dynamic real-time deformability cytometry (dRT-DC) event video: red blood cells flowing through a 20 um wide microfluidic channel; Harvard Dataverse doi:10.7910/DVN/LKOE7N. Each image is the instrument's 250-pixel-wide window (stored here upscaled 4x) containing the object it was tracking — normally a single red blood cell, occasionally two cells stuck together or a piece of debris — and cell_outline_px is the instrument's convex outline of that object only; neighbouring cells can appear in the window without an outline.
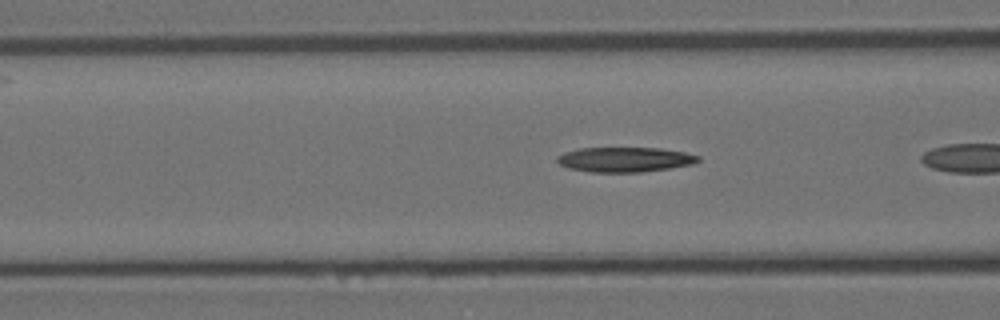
{"species": "Egyptian fruit bat (a non-hibernating species)", "species_latin": "Rousettus aegyptiacus", "temperature_condition": "room temperature", "stored_images_in_passage": 8, "camera_frame_rate_fps": 3000, "um_per_image_px": 0.085, "animal": {"sex": "female"}, "frame": {"image": 1, "passage_image": 5, "time_ms": 1.333, "image_size_px": [1000, 320], "cell_outline_px": [[700, 160], [692, 164], [668, 168], [640, 172], [588, 172], [568, 168], [560, 164], [556, 160], [556, 156], [564, 152], [580, 148], [660, 148], [684, 152], [700, 156]], "centroid_in_image_um": [53.07, 13.56], "position_along_channel_um": 113.5, "area_um2": 20.4}}